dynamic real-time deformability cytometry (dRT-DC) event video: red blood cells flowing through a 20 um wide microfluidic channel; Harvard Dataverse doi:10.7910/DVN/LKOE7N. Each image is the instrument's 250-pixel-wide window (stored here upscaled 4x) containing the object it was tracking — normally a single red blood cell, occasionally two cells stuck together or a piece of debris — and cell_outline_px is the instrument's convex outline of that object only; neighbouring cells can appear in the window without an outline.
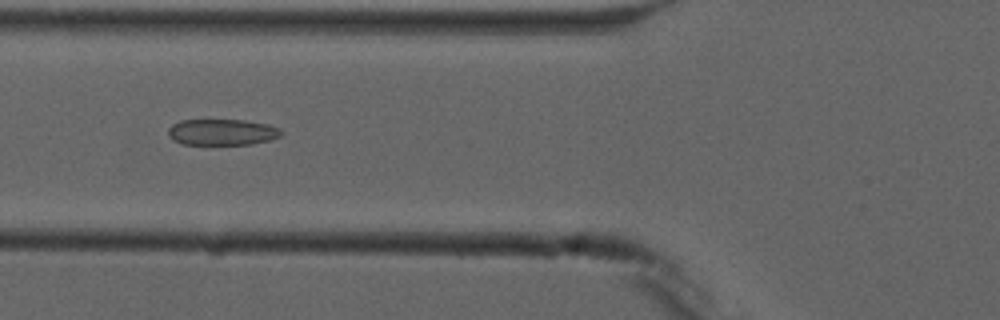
{"species": "common noctule bat (a hibernating species)", "species_latin": "Nyctalus noctula", "temperature_condition": "cold", "stored_images_in_passage": 6, "camera_frame_rate_fps": 3000, "um_per_image_px": 0.085, "animal": {"sex": "male", "forearm_length_mm": 52.5}, "frame": {"image": 1, "passage_image": 4, "time_ms": 3.667, "image_size_px": [1000, 320], "cell_outline_px": [[284, 132], [280, 136], [268, 140], [252, 144], [184, 144], [172, 140], [168, 136], [168, 128], [172, 124], [180, 120], [244, 120], [268, 124], [280, 128]], "centroid_in_image_um": [18.87, 11.22], "position_along_channel_um": 106.9, "area_um2": 17.28}}
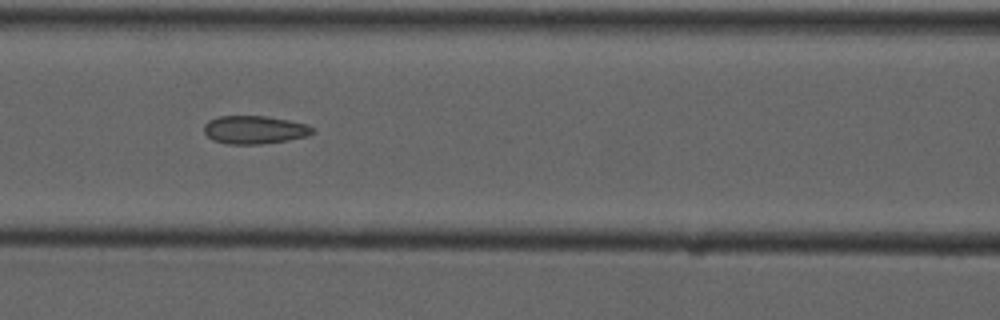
{"frame": {"image": 2, "passage_image": 5, "time_ms": 4.667, "image_size_px": [1000, 320], "cell_outline_px": [[316, 132], [308, 136], [288, 140], [260, 144], [228, 144], [212, 140], [204, 132], [204, 124], [208, 120], [220, 116], [264, 116], [288, 120], [304, 124], [312, 128]], "centroid_in_image_um": [21.61, 11.04], "position_along_channel_um": 145.0, "area_um2": 17.74}}
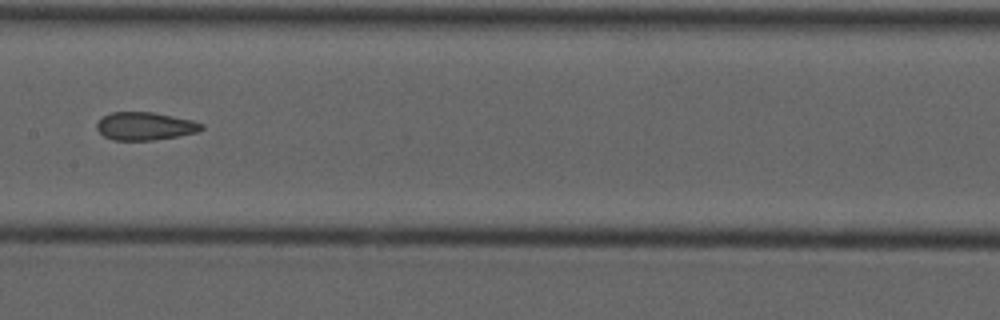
{"frame": {"image": 3, "passage_image": 6, "time_ms": 6.0, "image_size_px": [1000, 320], "cell_outline_px": [[204, 128], [200, 132], [152, 140], [112, 140], [104, 136], [96, 128], [96, 124], [104, 116], [112, 112], [152, 112], [192, 120], [204, 124]], "centroid_in_image_um": [12.35, 10.72], "position_along_channel_um": 195.1, "area_um2": 16.99}}